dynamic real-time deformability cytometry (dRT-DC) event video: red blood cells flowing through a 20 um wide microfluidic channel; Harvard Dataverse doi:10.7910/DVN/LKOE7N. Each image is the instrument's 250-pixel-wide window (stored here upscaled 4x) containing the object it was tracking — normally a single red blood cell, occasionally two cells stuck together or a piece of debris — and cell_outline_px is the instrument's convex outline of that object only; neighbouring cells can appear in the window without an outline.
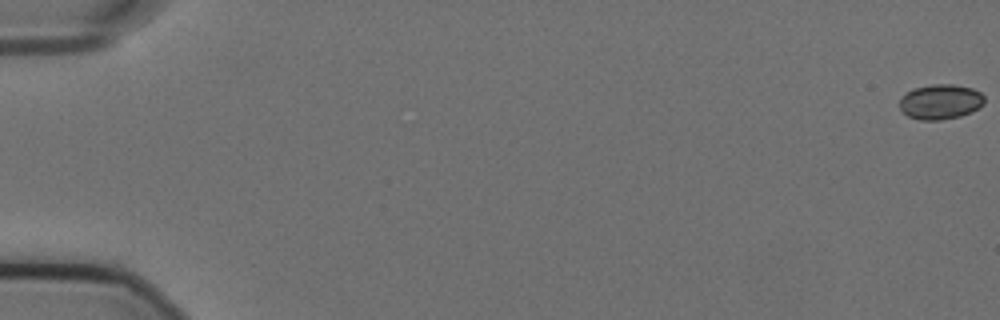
{"species": "Egyptian fruit bat (a non-hibernating species)", "species_latin": "Rousettus aegyptiacus", "temperature_condition": "cold", "stored_images_in_passage": 58, "camera_frame_rate_fps": 3000, "um_per_image_px": 0.085, "animal": {"sex": "female"}, "frame": {"image": 1, "passage_image": 1, "time_ms": 0.0, "image_size_px": [1000, 320], "cell_outline_px": [[984, 104], [972, 112], [960, 116], [940, 120], [920, 120], [908, 116], [900, 108], [900, 96], [916, 88], [932, 84], [952, 84], [972, 88], [980, 92], [984, 96]], "centroid_in_image_um": [79.95, 8.65], "position_along_channel_um": 5.0, "area_um2": 17.28}}
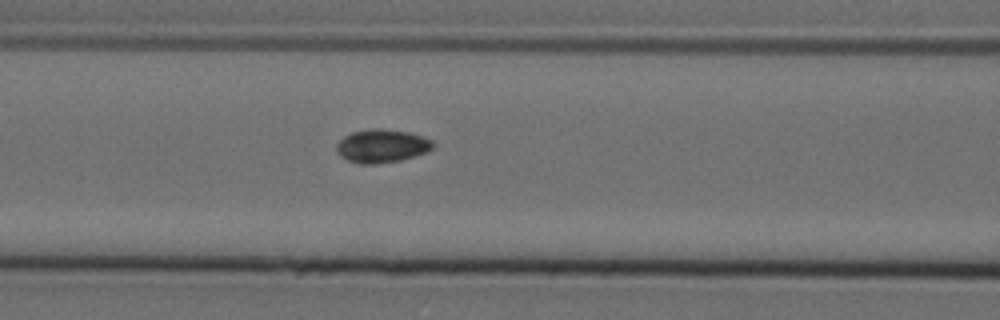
{"frame": {"image": 2, "passage_image": 26, "time_ms": 8.333, "image_size_px": [1000, 320], "cell_outline_px": [[436, 144], [428, 152], [416, 156], [400, 160], [376, 164], [360, 164], [348, 160], [340, 156], [336, 152], [336, 144], [344, 136], [352, 132], [372, 128], [376, 128], [408, 132], [424, 136], [432, 140]], "centroid_in_image_um": [32.47, 12.41], "position_along_channel_um": 134.1, "area_um2": 18.9}}
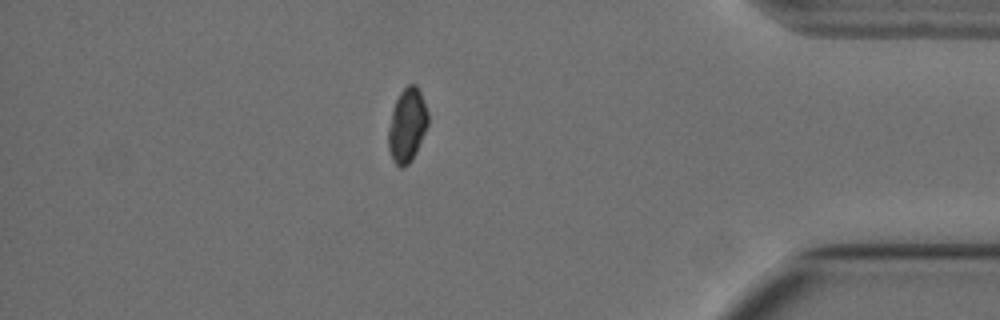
{"frame": {"image": 3, "passage_image": 51, "time_ms": 16.667, "image_size_px": [1000, 320], "cell_outline_px": [[428, 124], [416, 152], [412, 160], [404, 168], [400, 168], [392, 160], [388, 148], [388, 128], [392, 108], [400, 92], [408, 84], [416, 84], [420, 92], [428, 112]], "centroid_in_image_um": [34.59, 10.66], "position_along_channel_um": 400.6, "area_um2": 17.17}}